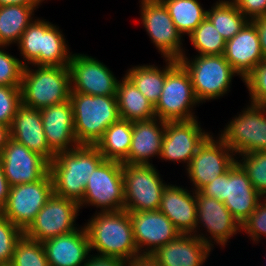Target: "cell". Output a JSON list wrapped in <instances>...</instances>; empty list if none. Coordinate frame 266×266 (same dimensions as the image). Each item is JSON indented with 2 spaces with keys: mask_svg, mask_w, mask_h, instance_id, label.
I'll use <instances>...</instances> for the list:
<instances>
[{
  "mask_svg": "<svg viewBox=\"0 0 266 266\" xmlns=\"http://www.w3.org/2000/svg\"><path fill=\"white\" fill-rule=\"evenodd\" d=\"M90 250L96 255L131 261L140 256L135 245L132 222L128 211L97 212L85 223Z\"/></svg>",
  "mask_w": 266,
  "mask_h": 266,
  "instance_id": "1",
  "label": "cell"
},
{
  "mask_svg": "<svg viewBox=\"0 0 266 266\" xmlns=\"http://www.w3.org/2000/svg\"><path fill=\"white\" fill-rule=\"evenodd\" d=\"M103 160L94 145H79L57 153L50 162L54 194L80 203L90 175Z\"/></svg>",
  "mask_w": 266,
  "mask_h": 266,
  "instance_id": "2",
  "label": "cell"
},
{
  "mask_svg": "<svg viewBox=\"0 0 266 266\" xmlns=\"http://www.w3.org/2000/svg\"><path fill=\"white\" fill-rule=\"evenodd\" d=\"M61 29L46 21L35 19L23 32L17 46L24 66H68L70 53ZM25 61V62H24ZM27 61V62H26Z\"/></svg>",
  "mask_w": 266,
  "mask_h": 266,
  "instance_id": "3",
  "label": "cell"
},
{
  "mask_svg": "<svg viewBox=\"0 0 266 266\" xmlns=\"http://www.w3.org/2000/svg\"><path fill=\"white\" fill-rule=\"evenodd\" d=\"M37 67V68H36ZM24 66L21 80V104L41 110L70 99L68 66Z\"/></svg>",
  "mask_w": 266,
  "mask_h": 266,
  "instance_id": "4",
  "label": "cell"
},
{
  "mask_svg": "<svg viewBox=\"0 0 266 266\" xmlns=\"http://www.w3.org/2000/svg\"><path fill=\"white\" fill-rule=\"evenodd\" d=\"M69 100L79 145H95L104 131L120 119L116 96L70 93Z\"/></svg>",
  "mask_w": 266,
  "mask_h": 266,
  "instance_id": "5",
  "label": "cell"
},
{
  "mask_svg": "<svg viewBox=\"0 0 266 266\" xmlns=\"http://www.w3.org/2000/svg\"><path fill=\"white\" fill-rule=\"evenodd\" d=\"M200 192L207 197L224 202L240 225L263 198L254 189L247 173L237 162L228 172L205 185Z\"/></svg>",
  "mask_w": 266,
  "mask_h": 266,
  "instance_id": "6",
  "label": "cell"
},
{
  "mask_svg": "<svg viewBox=\"0 0 266 266\" xmlns=\"http://www.w3.org/2000/svg\"><path fill=\"white\" fill-rule=\"evenodd\" d=\"M179 62L189 73L197 100L219 99L230 91L232 78L238 74L223 55H183Z\"/></svg>",
  "mask_w": 266,
  "mask_h": 266,
  "instance_id": "7",
  "label": "cell"
},
{
  "mask_svg": "<svg viewBox=\"0 0 266 266\" xmlns=\"http://www.w3.org/2000/svg\"><path fill=\"white\" fill-rule=\"evenodd\" d=\"M199 103L185 67L177 60L168 59V74L154 106L156 117L165 122L192 120L196 118L192 112L194 106Z\"/></svg>",
  "mask_w": 266,
  "mask_h": 266,
  "instance_id": "8",
  "label": "cell"
},
{
  "mask_svg": "<svg viewBox=\"0 0 266 266\" xmlns=\"http://www.w3.org/2000/svg\"><path fill=\"white\" fill-rule=\"evenodd\" d=\"M124 209L128 212L156 211L166 186L153 164H122Z\"/></svg>",
  "mask_w": 266,
  "mask_h": 266,
  "instance_id": "9",
  "label": "cell"
},
{
  "mask_svg": "<svg viewBox=\"0 0 266 266\" xmlns=\"http://www.w3.org/2000/svg\"><path fill=\"white\" fill-rule=\"evenodd\" d=\"M86 206L100 208V212L124 209L122 163L104 159L90 175L80 209Z\"/></svg>",
  "mask_w": 266,
  "mask_h": 266,
  "instance_id": "10",
  "label": "cell"
},
{
  "mask_svg": "<svg viewBox=\"0 0 266 266\" xmlns=\"http://www.w3.org/2000/svg\"><path fill=\"white\" fill-rule=\"evenodd\" d=\"M219 137L236 154L266 151V106L250 103Z\"/></svg>",
  "mask_w": 266,
  "mask_h": 266,
  "instance_id": "11",
  "label": "cell"
},
{
  "mask_svg": "<svg viewBox=\"0 0 266 266\" xmlns=\"http://www.w3.org/2000/svg\"><path fill=\"white\" fill-rule=\"evenodd\" d=\"M53 193L50 172L41 180L12 186L0 214L24 232Z\"/></svg>",
  "mask_w": 266,
  "mask_h": 266,
  "instance_id": "12",
  "label": "cell"
},
{
  "mask_svg": "<svg viewBox=\"0 0 266 266\" xmlns=\"http://www.w3.org/2000/svg\"><path fill=\"white\" fill-rule=\"evenodd\" d=\"M139 2H141V23H143L151 42L161 52V57L179 61L185 55L182 48L183 37L177 30L164 3L161 0H141Z\"/></svg>",
  "mask_w": 266,
  "mask_h": 266,
  "instance_id": "13",
  "label": "cell"
},
{
  "mask_svg": "<svg viewBox=\"0 0 266 266\" xmlns=\"http://www.w3.org/2000/svg\"><path fill=\"white\" fill-rule=\"evenodd\" d=\"M213 136L210 135L203 142L186 168L195 192L200 191L219 175L228 172L238 159L220 137L215 139Z\"/></svg>",
  "mask_w": 266,
  "mask_h": 266,
  "instance_id": "14",
  "label": "cell"
},
{
  "mask_svg": "<svg viewBox=\"0 0 266 266\" xmlns=\"http://www.w3.org/2000/svg\"><path fill=\"white\" fill-rule=\"evenodd\" d=\"M79 211V203L53 193L34 221L24 231V235L32 240L44 242L47 239L70 233L78 229L75 227V221Z\"/></svg>",
  "mask_w": 266,
  "mask_h": 266,
  "instance_id": "15",
  "label": "cell"
},
{
  "mask_svg": "<svg viewBox=\"0 0 266 266\" xmlns=\"http://www.w3.org/2000/svg\"><path fill=\"white\" fill-rule=\"evenodd\" d=\"M196 200L197 223L194 235H196L202 242H205L211 248L217 243L222 248L227 245L229 242L228 240L233 237V235L241 232V225L227 209L224 202L212 197H207L200 191L196 192ZM199 224L206 229L205 232H208L210 236L207 235V233L203 234L200 232L199 234V231L197 230H200L199 227L202 228Z\"/></svg>",
  "mask_w": 266,
  "mask_h": 266,
  "instance_id": "16",
  "label": "cell"
},
{
  "mask_svg": "<svg viewBox=\"0 0 266 266\" xmlns=\"http://www.w3.org/2000/svg\"><path fill=\"white\" fill-rule=\"evenodd\" d=\"M68 68L71 93L116 96L119 80L103 62L95 57L74 53Z\"/></svg>",
  "mask_w": 266,
  "mask_h": 266,
  "instance_id": "17",
  "label": "cell"
},
{
  "mask_svg": "<svg viewBox=\"0 0 266 266\" xmlns=\"http://www.w3.org/2000/svg\"><path fill=\"white\" fill-rule=\"evenodd\" d=\"M197 118L188 121H168L162 139L160 159L184 162L186 168L198 148L211 132L201 129Z\"/></svg>",
  "mask_w": 266,
  "mask_h": 266,
  "instance_id": "18",
  "label": "cell"
},
{
  "mask_svg": "<svg viewBox=\"0 0 266 266\" xmlns=\"http://www.w3.org/2000/svg\"><path fill=\"white\" fill-rule=\"evenodd\" d=\"M10 187L41 180L50 172V163L23 144L9 138L0 154Z\"/></svg>",
  "mask_w": 266,
  "mask_h": 266,
  "instance_id": "19",
  "label": "cell"
},
{
  "mask_svg": "<svg viewBox=\"0 0 266 266\" xmlns=\"http://www.w3.org/2000/svg\"><path fill=\"white\" fill-rule=\"evenodd\" d=\"M128 213L132 222L135 245L140 255L152 254L157 248L181 234L171 220L159 210Z\"/></svg>",
  "mask_w": 266,
  "mask_h": 266,
  "instance_id": "20",
  "label": "cell"
},
{
  "mask_svg": "<svg viewBox=\"0 0 266 266\" xmlns=\"http://www.w3.org/2000/svg\"><path fill=\"white\" fill-rule=\"evenodd\" d=\"M40 113L47 144L55 154L79 146L70 100L45 107Z\"/></svg>",
  "mask_w": 266,
  "mask_h": 266,
  "instance_id": "21",
  "label": "cell"
},
{
  "mask_svg": "<svg viewBox=\"0 0 266 266\" xmlns=\"http://www.w3.org/2000/svg\"><path fill=\"white\" fill-rule=\"evenodd\" d=\"M42 244L49 266H85L91 253L85 226Z\"/></svg>",
  "mask_w": 266,
  "mask_h": 266,
  "instance_id": "22",
  "label": "cell"
},
{
  "mask_svg": "<svg viewBox=\"0 0 266 266\" xmlns=\"http://www.w3.org/2000/svg\"><path fill=\"white\" fill-rule=\"evenodd\" d=\"M224 58L243 80L263 59L255 24L249 21L233 38L226 41Z\"/></svg>",
  "mask_w": 266,
  "mask_h": 266,
  "instance_id": "23",
  "label": "cell"
},
{
  "mask_svg": "<svg viewBox=\"0 0 266 266\" xmlns=\"http://www.w3.org/2000/svg\"><path fill=\"white\" fill-rule=\"evenodd\" d=\"M9 131L10 138L44 157L49 163L56 157L47 144L40 110L21 104Z\"/></svg>",
  "mask_w": 266,
  "mask_h": 266,
  "instance_id": "24",
  "label": "cell"
},
{
  "mask_svg": "<svg viewBox=\"0 0 266 266\" xmlns=\"http://www.w3.org/2000/svg\"><path fill=\"white\" fill-rule=\"evenodd\" d=\"M211 249L194 234H180L150 256L159 266H203Z\"/></svg>",
  "mask_w": 266,
  "mask_h": 266,
  "instance_id": "25",
  "label": "cell"
},
{
  "mask_svg": "<svg viewBox=\"0 0 266 266\" xmlns=\"http://www.w3.org/2000/svg\"><path fill=\"white\" fill-rule=\"evenodd\" d=\"M159 211L165 214L181 234H195L197 223L196 192L168 184L162 193Z\"/></svg>",
  "mask_w": 266,
  "mask_h": 266,
  "instance_id": "26",
  "label": "cell"
},
{
  "mask_svg": "<svg viewBox=\"0 0 266 266\" xmlns=\"http://www.w3.org/2000/svg\"><path fill=\"white\" fill-rule=\"evenodd\" d=\"M165 128L166 122L157 117L132 122V139L129 153L121 163L152 164L149 162L151 157H160Z\"/></svg>",
  "mask_w": 266,
  "mask_h": 266,
  "instance_id": "27",
  "label": "cell"
},
{
  "mask_svg": "<svg viewBox=\"0 0 266 266\" xmlns=\"http://www.w3.org/2000/svg\"><path fill=\"white\" fill-rule=\"evenodd\" d=\"M116 98L121 119L135 122L156 117L154 105L126 75L118 81Z\"/></svg>",
  "mask_w": 266,
  "mask_h": 266,
  "instance_id": "28",
  "label": "cell"
},
{
  "mask_svg": "<svg viewBox=\"0 0 266 266\" xmlns=\"http://www.w3.org/2000/svg\"><path fill=\"white\" fill-rule=\"evenodd\" d=\"M38 6L9 5L0 7V45L18 44L23 32L35 20Z\"/></svg>",
  "mask_w": 266,
  "mask_h": 266,
  "instance_id": "29",
  "label": "cell"
},
{
  "mask_svg": "<svg viewBox=\"0 0 266 266\" xmlns=\"http://www.w3.org/2000/svg\"><path fill=\"white\" fill-rule=\"evenodd\" d=\"M132 139V122L119 119L111 124L94 145L104 159L122 162L129 153Z\"/></svg>",
  "mask_w": 266,
  "mask_h": 266,
  "instance_id": "30",
  "label": "cell"
},
{
  "mask_svg": "<svg viewBox=\"0 0 266 266\" xmlns=\"http://www.w3.org/2000/svg\"><path fill=\"white\" fill-rule=\"evenodd\" d=\"M162 69L153 65H137L128 69L125 75L134 83L137 89L155 106L158 102L166 75L168 74V59Z\"/></svg>",
  "mask_w": 266,
  "mask_h": 266,
  "instance_id": "31",
  "label": "cell"
},
{
  "mask_svg": "<svg viewBox=\"0 0 266 266\" xmlns=\"http://www.w3.org/2000/svg\"><path fill=\"white\" fill-rule=\"evenodd\" d=\"M207 10V18L227 41L239 33L249 22L231 0H218Z\"/></svg>",
  "mask_w": 266,
  "mask_h": 266,
  "instance_id": "32",
  "label": "cell"
},
{
  "mask_svg": "<svg viewBox=\"0 0 266 266\" xmlns=\"http://www.w3.org/2000/svg\"><path fill=\"white\" fill-rule=\"evenodd\" d=\"M166 6L177 30L182 34L190 35L197 26L207 17L197 0H161Z\"/></svg>",
  "mask_w": 266,
  "mask_h": 266,
  "instance_id": "33",
  "label": "cell"
},
{
  "mask_svg": "<svg viewBox=\"0 0 266 266\" xmlns=\"http://www.w3.org/2000/svg\"><path fill=\"white\" fill-rule=\"evenodd\" d=\"M188 36L199 55L224 54L226 40L207 17Z\"/></svg>",
  "mask_w": 266,
  "mask_h": 266,
  "instance_id": "34",
  "label": "cell"
},
{
  "mask_svg": "<svg viewBox=\"0 0 266 266\" xmlns=\"http://www.w3.org/2000/svg\"><path fill=\"white\" fill-rule=\"evenodd\" d=\"M9 266H49L42 242L23 234L15 244Z\"/></svg>",
  "mask_w": 266,
  "mask_h": 266,
  "instance_id": "35",
  "label": "cell"
},
{
  "mask_svg": "<svg viewBox=\"0 0 266 266\" xmlns=\"http://www.w3.org/2000/svg\"><path fill=\"white\" fill-rule=\"evenodd\" d=\"M237 163L247 173L254 189L266 198V151L239 154Z\"/></svg>",
  "mask_w": 266,
  "mask_h": 266,
  "instance_id": "36",
  "label": "cell"
},
{
  "mask_svg": "<svg viewBox=\"0 0 266 266\" xmlns=\"http://www.w3.org/2000/svg\"><path fill=\"white\" fill-rule=\"evenodd\" d=\"M24 232L0 214V266H9L16 242Z\"/></svg>",
  "mask_w": 266,
  "mask_h": 266,
  "instance_id": "37",
  "label": "cell"
},
{
  "mask_svg": "<svg viewBox=\"0 0 266 266\" xmlns=\"http://www.w3.org/2000/svg\"><path fill=\"white\" fill-rule=\"evenodd\" d=\"M5 48L7 46L0 45V85L20 87L24 65Z\"/></svg>",
  "mask_w": 266,
  "mask_h": 266,
  "instance_id": "38",
  "label": "cell"
},
{
  "mask_svg": "<svg viewBox=\"0 0 266 266\" xmlns=\"http://www.w3.org/2000/svg\"><path fill=\"white\" fill-rule=\"evenodd\" d=\"M253 104L266 106V58H264L243 80Z\"/></svg>",
  "mask_w": 266,
  "mask_h": 266,
  "instance_id": "39",
  "label": "cell"
},
{
  "mask_svg": "<svg viewBox=\"0 0 266 266\" xmlns=\"http://www.w3.org/2000/svg\"><path fill=\"white\" fill-rule=\"evenodd\" d=\"M20 105V87L0 85V123L10 127Z\"/></svg>",
  "mask_w": 266,
  "mask_h": 266,
  "instance_id": "40",
  "label": "cell"
},
{
  "mask_svg": "<svg viewBox=\"0 0 266 266\" xmlns=\"http://www.w3.org/2000/svg\"><path fill=\"white\" fill-rule=\"evenodd\" d=\"M241 231L248 234L254 243H259L262 235L266 236V198L260 200L255 210L242 223Z\"/></svg>",
  "mask_w": 266,
  "mask_h": 266,
  "instance_id": "41",
  "label": "cell"
},
{
  "mask_svg": "<svg viewBox=\"0 0 266 266\" xmlns=\"http://www.w3.org/2000/svg\"><path fill=\"white\" fill-rule=\"evenodd\" d=\"M244 16L252 21L266 15V0H231Z\"/></svg>",
  "mask_w": 266,
  "mask_h": 266,
  "instance_id": "42",
  "label": "cell"
},
{
  "mask_svg": "<svg viewBox=\"0 0 266 266\" xmlns=\"http://www.w3.org/2000/svg\"><path fill=\"white\" fill-rule=\"evenodd\" d=\"M85 266H127V261L117 257L90 254Z\"/></svg>",
  "mask_w": 266,
  "mask_h": 266,
  "instance_id": "43",
  "label": "cell"
},
{
  "mask_svg": "<svg viewBox=\"0 0 266 266\" xmlns=\"http://www.w3.org/2000/svg\"><path fill=\"white\" fill-rule=\"evenodd\" d=\"M252 22L255 24L256 30L258 32L262 54L264 58H266V15L256 18L252 20Z\"/></svg>",
  "mask_w": 266,
  "mask_h": 266,
  "instance_id": "44",
  "label": "cell"
},
{
  "mask_svg": "<svg viewBox=\"0 0 266 266\" xmlns=\"http://www.w3.org/2000/svg\"><path fill=\"white\" fill-rule=\"evenodd\" d=\"M10 185L4 175L2 162L0 160V211L8 200Z\"/></svg>",
  "mask_w": 266,
  "mask_h": 266,
  "instance_id": "45",
  "label": "cell"
},
{
  "mask_svg": "<svg viewBox=\"0 0 266 266\" xmlns=\"http://www.w3.org/2000/svg\"><path fill=\"white\" fill-rule=\"evenodd\" d=\"M127 266H159L150 255H140L131 261H127Z\"/></svg>",
  "mask_w": 266,
  "mask_h": 266,
  "instance_id": "46",
  "label": "cell"
},
{
  "mask_svg": "<svg viewBox=\"0 0 266 266\" xmlns=\"http://www.w3.org/2000/svg\"><path fill=\"white\" fill-rule=\"evenodd\" d=\"M44 0H0L1 6L21 5V6H39Z\"/></svg>",
  "mask_w": 266,
  "mask_h": 266,
  "instance_id": "47",
  "label": "cell"
},
{
  "mask_svg": "<svg viewBox=\"0 0 266 266\" xmlns=\"http://www.w3.org/2000/svg\"><path fill=\"white\" fill-rule=\"evenodd\" d=\"M10 138L9 127L0 123V154L2 153L7 140Z\"/></svg>",
  "mask_w": 266,
  "mask_h": 266,
  "instance_id": "48",
  "label": "cell"
}]
</instances>
